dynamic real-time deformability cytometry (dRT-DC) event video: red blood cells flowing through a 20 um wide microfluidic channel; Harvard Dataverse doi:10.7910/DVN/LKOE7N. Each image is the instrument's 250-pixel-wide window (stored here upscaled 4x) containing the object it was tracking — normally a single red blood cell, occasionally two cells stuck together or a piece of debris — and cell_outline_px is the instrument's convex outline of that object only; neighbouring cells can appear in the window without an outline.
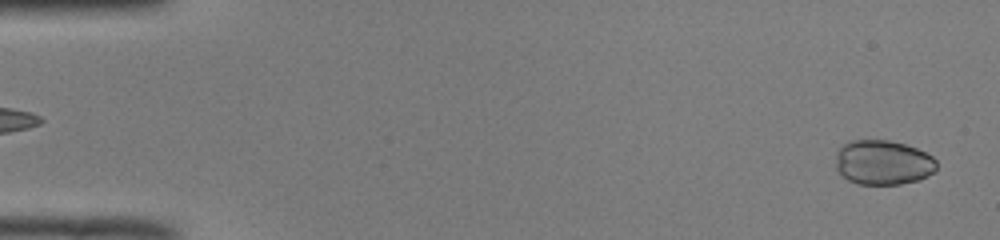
{"species": "common noctule bat (a hibernating species)", "species_latin": "Nyctalus noctula", "temperature_condition": "room temperature", "stored_images_in_passage": 51, "camera_frame_rate_fps": 3000, "um_per_image_px": 0.085, "animal": {"sex": "male", "body_mass_g": 19.0, "forearm_length_mm": 50.8}, "frame": {"image": 1, "passage_image": 2, "time_ms": 0.333, "image_size_px": [1000, 240], "cell_outline_px": [[936, 168], [932, 172], [920, 180], [900, 184], [856, 184], [848, 180], [836, 168], [836, 152], [848, 140], [888, 140], [904, 144], [916, 148], [932, 156], [936, 160]], "centroid_in_image_um": [75.04, 13.81], "position_along_channel_um": 10.0, "area_um2": 26.24}}
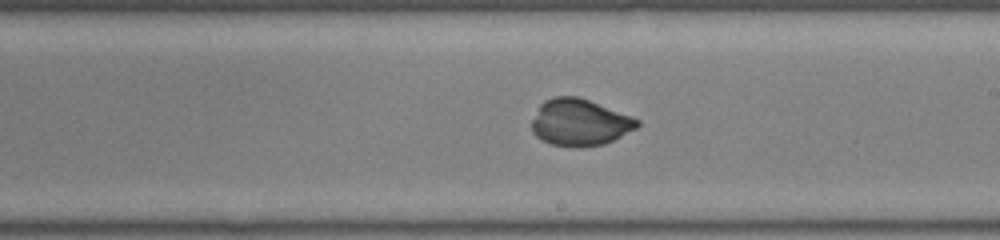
{"frame": {"image": 2, "passage_image": 30, "time_ms": 9.667, "image_size_px": [1000, 240], "cell_outline_px": [[640, 124], [636, 128], [604, 144], [580, 148], [576, 148], [552, 144], [540, 140], [532, 132], [532, 120], [540, 104], [544, 100], [552, 96], [576, 96], [588, 100], [640, 120]], "centroid_in_image_um": [49.23, 10.42], "position_along_channel_um": 239.8, "area_um2": 28.61}}
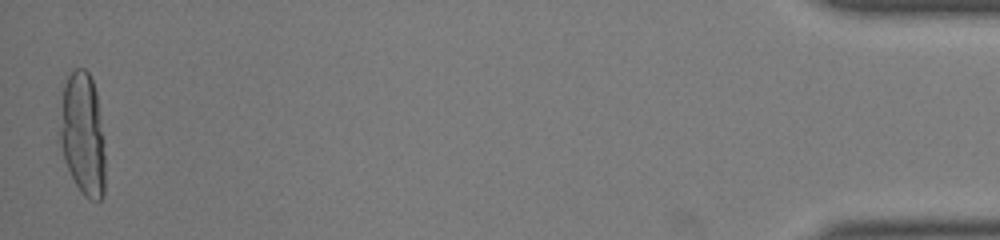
{"frame": {"image": 3, "passage_image": 51, "time_ms": 16.667, "image_size_px": [1000, 240], "cell_outline_px": [[104, 196], [100, 200], [92, 200], [84, 196], [80, 192], [64, 160], [56, 132], [64, 84], [68, 76], [76, 68], [84, 68], [88, 72], [92, 80], [96, 92], [104, 140]], "centroid_in_image_um": [7.0, 11.41], "position_along_channel_um": 428.2, "area_um2": 33.06}}